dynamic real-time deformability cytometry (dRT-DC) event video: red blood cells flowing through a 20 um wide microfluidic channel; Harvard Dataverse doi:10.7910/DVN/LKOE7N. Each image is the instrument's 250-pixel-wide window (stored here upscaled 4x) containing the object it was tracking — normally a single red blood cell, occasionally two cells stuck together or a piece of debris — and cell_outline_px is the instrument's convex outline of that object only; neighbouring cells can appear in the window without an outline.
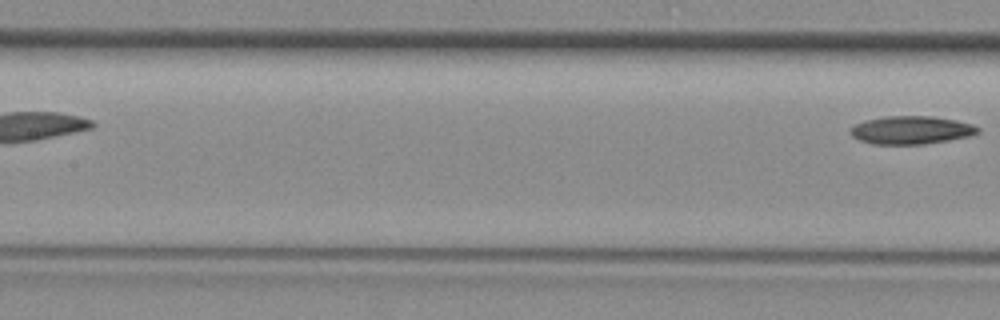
{"species": "common noctule bat (a hibernating species)", "species_latin": "Nyctalus noctula", "temperature_condition": "room temperature", "stored_images_in_passage": 4, "segment_of_instrument_passage": [2, 2], "camera_frame_rate_fps": 3000, "um_per_image_px": 0.085, "animal": {"sex": "female", "body_mass_g": 29.2, "forearm_length_mm": 56.3}, "frame": {"image": 1, "passage_image": 4, "time_ms": 1.0, "image_size_px": [1000, 320], "cell_outline_px": [[980, 132], [968, 136], [948, 140], [924, 144], [872, 144], [860, 140], [852, 136], [848, 132], [848, 128], [864, 120], [884, 116], [932, 116], [956, 120], [972, 124], [980, 128]], "centroid_in_image_um": [77.41, 11.05], "position_along_channel_um": 130.0, "area_um2": 20.98}}